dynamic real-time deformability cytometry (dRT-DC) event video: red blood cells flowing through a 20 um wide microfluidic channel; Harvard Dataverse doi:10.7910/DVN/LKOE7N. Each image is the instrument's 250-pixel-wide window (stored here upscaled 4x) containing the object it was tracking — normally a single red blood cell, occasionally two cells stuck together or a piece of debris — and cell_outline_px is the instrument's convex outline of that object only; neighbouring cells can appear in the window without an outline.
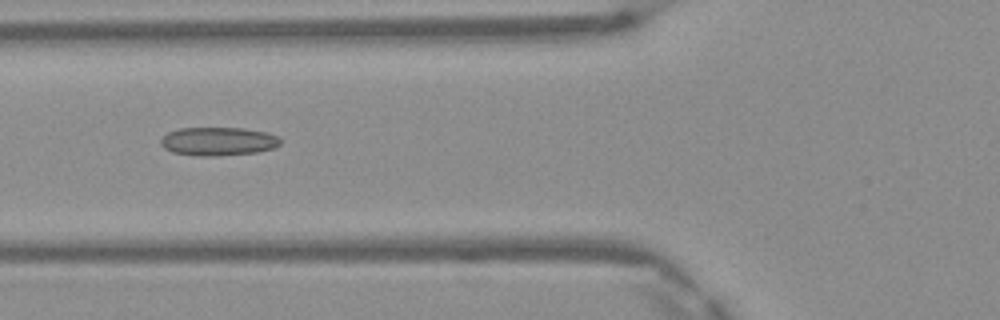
{"species": "Egyptian fruit bat (a non-hibernating species)", "species_latin": "Rousettus aegyptiacus", "temperature_condition": "warm", "stored_images_in_passage": 5, "camera_frame_rate_fps": 3000, "um_per_image_px": 0.085, "frame": {"image": 1, "passage_image": 5, "time_ms": 1.333, "image_size_px": [1000, 320], "cell_outline_px": [[280, 144], [272, 148], [256, 152], [220, 156], [196, 156], [172, 152], [164, 148], [160, 144], [160, 140], [168, 132], [180, 128], [244, 128], [268, 132], [280, 136]], "centroid_in_image_um": [18.55, 12.01], "position_along_channel_um": 107.2, "area_um2": 20.0}}